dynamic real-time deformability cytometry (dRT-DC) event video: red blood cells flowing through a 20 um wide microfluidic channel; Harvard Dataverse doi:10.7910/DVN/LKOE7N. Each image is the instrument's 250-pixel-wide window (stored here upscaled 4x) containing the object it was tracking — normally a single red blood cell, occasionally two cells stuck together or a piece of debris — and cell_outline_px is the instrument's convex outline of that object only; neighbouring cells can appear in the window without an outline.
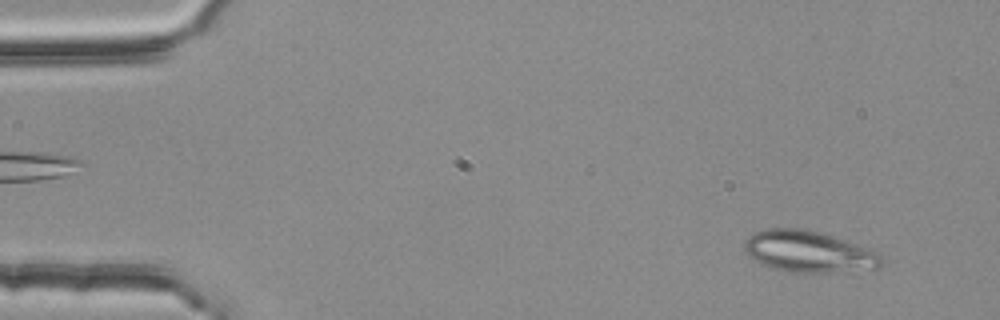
{"species": "common noctule bat (a hibernating species)", "species_latin": "Nyctalus noctula", "temperature_condition": "room temperature", "stored_images_in_passage": 51, "camera_frame_rate_fps": 3000, "um_per_image_px": 0.085, "animal": {"sex": "female", "body_mass_g": 25.1}, "frame": {"image": 1, "passage_image": 4, "time_ms": 1.0, "image_size_px": [1000, 320], "cell_outline_px": [[884, 264], [876, 268], [828, 272], [792, 272], [776, 268], [764, 264], [748, 256], [744, 252], [744, 244], [748, 236], [764, 228], [804, 228], [856, 244], [876, 252], [884, 260]], "centroid_in_image_um": [68.7, 21.37], "position_along_channel_um": 16.3, "area_um2": 32.48}}
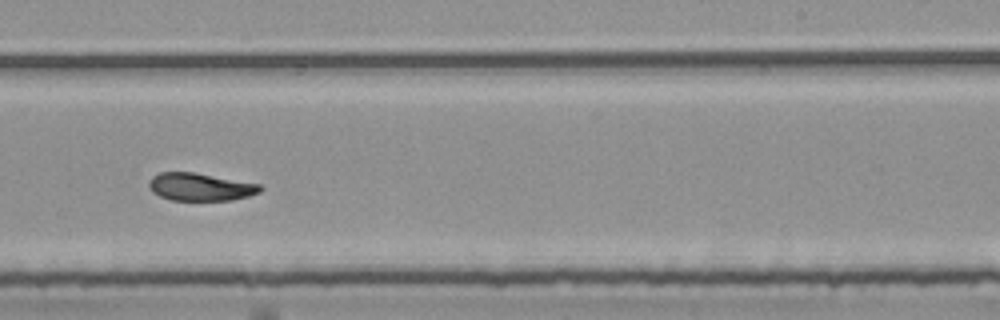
{"frame": {"image": 2, "passage_image": 33, "time_ms": 10.667, "image_size_px": [1000, 320], "cell_outline_px": [[264, 188], [260, 192], [248, 196], [232, 200], [172, 200], [160, 196], [152, 192], [148, 188], [148, 180], [152, 176], [160, 172], [192, 172], [260, 184]], "centroid_in_image_um": [17.0, 15.89], "position_along_channel_um": 272.0, "area_um2": 17.98}}
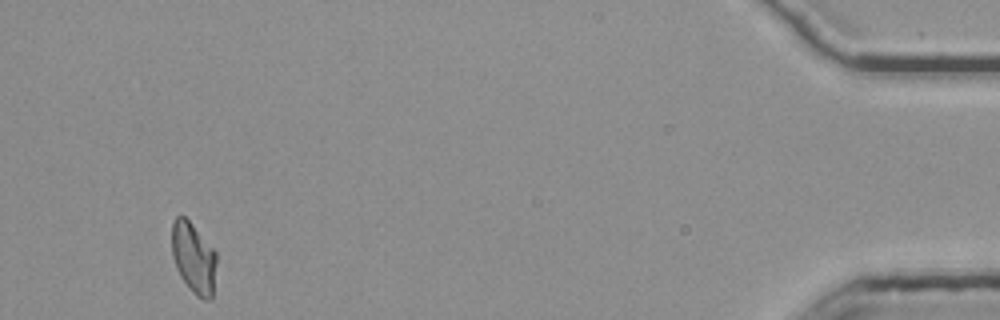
{"frame": {"image": 3, "passage_image": 51, "time_ms": 16.667, "image_size_px": [1000, 320], "cell_outline_px": [[216, 264], [212, 300], [204, 300], [196, 296], [192, 292], [180, 276], [176, 268], [172, 252], [172, 224], [176, 216], [184, 216], [192, 224], [216, 252]], "centroid_in_image_um": [16.46, 21.95], "position_along_channel_um": 418.7, "area_um2": 18.38}, "authors_computed_cell_mechanics": {"area_um2": 19.1318, "velocity_mm_per_s": 3.7575, "shape_relaxation_time_tau1_ms": 6.1183, "shape_relaxation_time_tau2_ms": 3.6176, "deformation_change_tau1": 0.1617, "deformation_change_tau2": 0.0953}}